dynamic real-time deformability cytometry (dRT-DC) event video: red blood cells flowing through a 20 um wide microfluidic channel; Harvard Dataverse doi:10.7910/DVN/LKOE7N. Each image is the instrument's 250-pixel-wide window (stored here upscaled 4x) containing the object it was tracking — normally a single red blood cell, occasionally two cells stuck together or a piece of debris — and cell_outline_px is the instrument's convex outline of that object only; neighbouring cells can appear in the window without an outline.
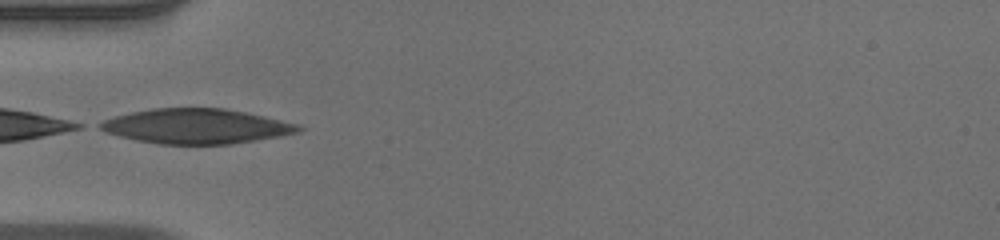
{"species": "human", "species_latin": "Homo sapiens", "temperature_condition": "warm", "stored_images_in_passage": 36, "camera_frame_rate_fps": 3000, "um_per_image_px": 0.085, "donor": {"sex": "male"}, "frame": {"image": 1, "passage_image": 1, "time_ms": 0.0, "image_size_px": [1000, 240], "cell_outline_px": [[304, 128], [300, 132], [280, 136], [232, 144], [160, 144], [136, 140], [104, 132], [96, 128], [96, 124], [112, 116], [152, 108], [224, 108], [264, 116], [300, 124]], "centroid_in_image_um": [16.66, 10.73], "position_along_channel_um": 68.3, "area_um2": 40.52}}
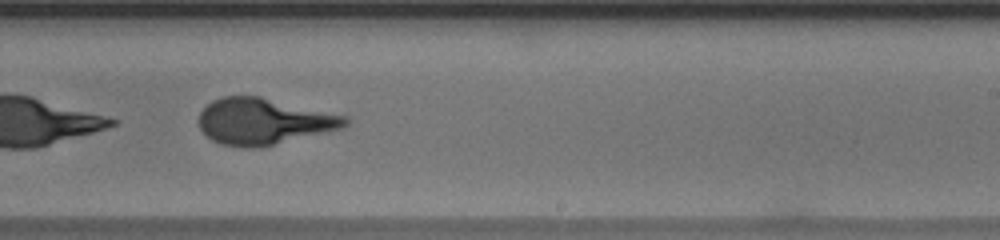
{"frame": {"image": 2, "passage_image": 16, "time_ms": 5.0, "image_size_px": [1000, 240], "cell_outline_px": [[348, 124], [344, 128], [256, 148], [244, 148], [220, 144], [212, 140], [200, 128], [200, 112], [212, 100], [224, 96], [260, 96], [348, 116]], "centroid_in_image_um": [22.43, 10.31], "position_along_channel_um": 266.6, "area_um2": 39.3}}